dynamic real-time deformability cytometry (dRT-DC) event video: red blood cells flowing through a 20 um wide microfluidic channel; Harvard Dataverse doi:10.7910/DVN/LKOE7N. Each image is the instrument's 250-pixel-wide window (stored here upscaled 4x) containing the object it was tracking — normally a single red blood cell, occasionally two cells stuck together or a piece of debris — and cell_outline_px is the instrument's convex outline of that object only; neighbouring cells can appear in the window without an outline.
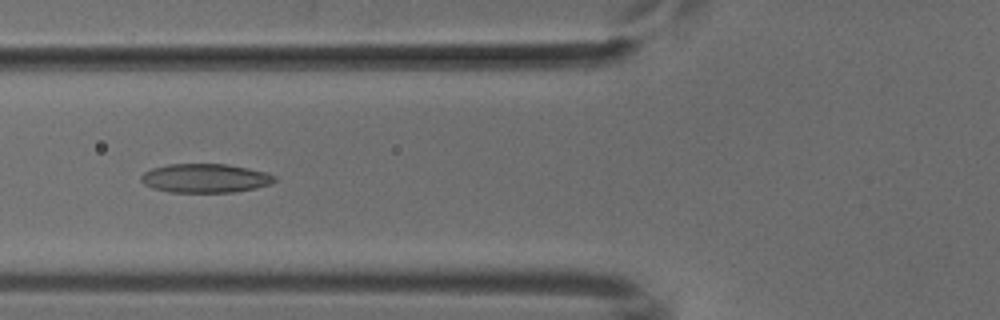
{"species": "common noctule bat (a hibernating species)", "species_latin": "Nyctalus noctula", "temperature_condition": "cold", "stored_images_in_passage": 47, "camera_frame_rate_fps": 3000, "um_per_image_px": 0.085, "animal": {"sex": "male", "body_mass_g": 18.8}, "frame": {"image": 1, "passage_image": 15, "time_ms": 4.667, "image_size_px": [1000, 320], "cell_outline_px": [[276, 180], [272, 184], [256, 188], [232, 192], [168, 192], [152, 188], [144, 184], [140, 180], [140, 176], [144, 172], [152, 168], [168, 164], [228, 164], [248, 168], [264, 172], [276, 176]], "centroid_in_image_um": [17.43, 15.15], "position_along_channel_um": 108.4, "area_um2": 22.6}}
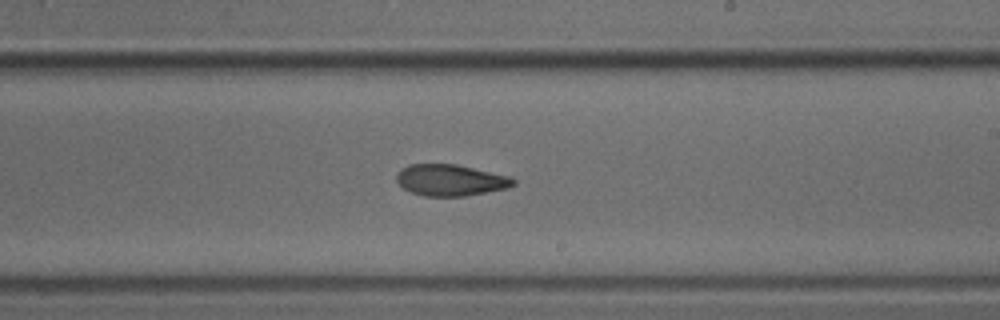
{"frame": {"image": 2, "passage_image": 26, "time_ms": 8.333, "image_size_px": [1000, 320], "cell_outline_px": [[516, 184], [508, 188], [464, 196], [424, 196], [412, 192], [404, 188], [396, 180], [396, 172], [400, 168], [408, 164], [456, 164], [512, 176], [516, 180]], "centroid_in_image_um": [38.31, 15.3], "position_along_channel_um": 250.7, "area_um2": 21.56}}
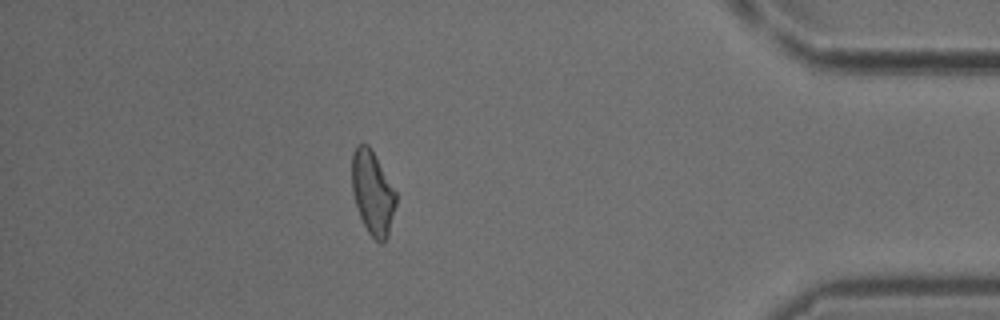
{"frame": {"image": 3, "passage_image": 41, "time_ms": 13.333, "image_size_px": [1000, 320], "cell_outline_px": [[396, 204], [388, 236], [384, 244], [380, 244], [368, 232], [360, 216], [352, 192], [352, 152], [356, 144], [368, 144], [396, 192]], "centroid_in_image_um": [31.67, 16.4], "position_along_channel_um": 403.5, "area_um2": 21.33}}